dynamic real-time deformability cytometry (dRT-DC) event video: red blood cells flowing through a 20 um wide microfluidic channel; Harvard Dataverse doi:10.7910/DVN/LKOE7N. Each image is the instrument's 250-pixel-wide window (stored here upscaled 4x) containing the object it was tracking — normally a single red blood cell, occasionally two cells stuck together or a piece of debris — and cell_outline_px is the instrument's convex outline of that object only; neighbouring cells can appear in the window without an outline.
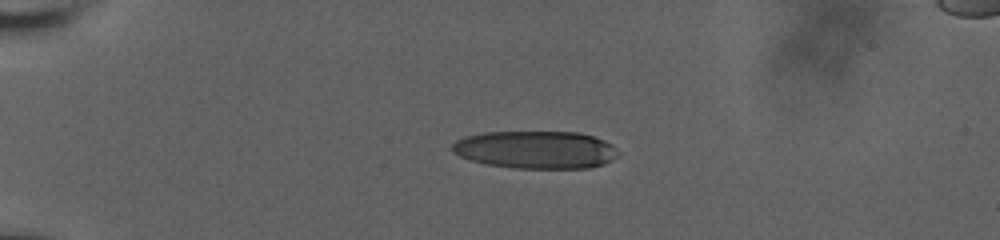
{"species": "human", "species_latin": "Homo sapiens", "temperature_condition": "room temperature", "stored_images_in_passage": 45, "camera_frame_rate_fps": 3000, "um_per_image_px": 0.085, "donor": {"sex": "male"}, "frame": {"image": 1, "passage_image": 1, "time_ms": 0.0, "image_size_px": [1000, 240], "cell_outline_px": [[620, 156], [604, 164], [588, 168], [516, 168], [484, 164], [460, 156], [452, 152], [452, 144], [456, 140], [464, 136], [484, 132], [580, 132], [604, 140], [612, 144], [620, 152]], "centroid_in_image_um": [45.56, 12.72], "position_along_channel_um": 39.4, "area_um2": 36.76}}
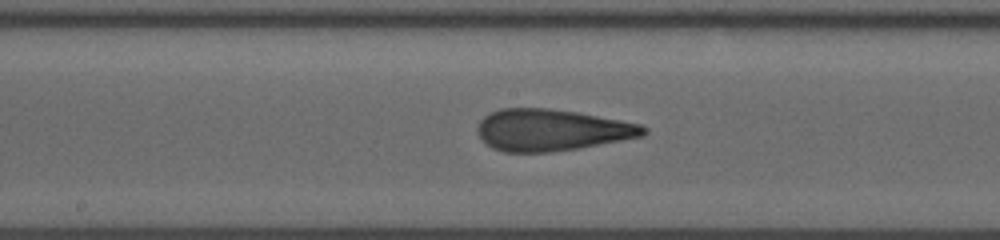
{"frame": {"image": 2, "passage_image": 19, "time_ms": 6.0, "image_size_px": [1000, 240], "cell_outline_px": [[648, 132], [644, 136], [580, 148], [552, 152], [504, 152], [492, 148], [476, 132], [476, 128], [480, 120], [484, 116], [500, 108], [548, 108], [576, 112], [620, 120], [640, 124], [648, 128]], "centroid_in_image_um": [46.89, 11.05], "position_along_channel_um": 201.3, "area_um2": 40.34}}
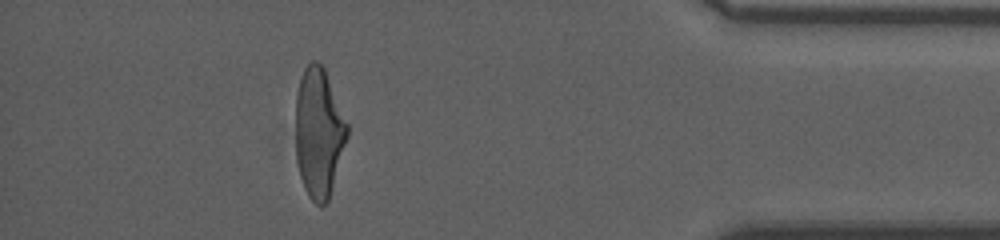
{"frame": {"image": 3, "passage_image": 39, "time_ms": 12.667, "image_size_px": [1000, 240], "cell_outline_px": [[348, 136], [328, 200], [320, 208], [308, 196], [304, 188], [300, 176], [296, 160], [296, 92], [304, 68], [312, 60], [316, 60], [324, 68], [348, 124]], "centroid_in_image_um": [27.09, 11.29], "position_along_channel_um": 408.1, "area_um2": 38.84}, "authors_computed_cell_mechanics": {"area_um2": 39.7086, "velocity_mm_per_s": 3.6666, "shape_relaxation_time_tau1_ms": null, "shape_relaxation_time_tau2_ms": 1.3157, "deformation_change_tau1": null, "deformation_change_tau2": 0.1186}}